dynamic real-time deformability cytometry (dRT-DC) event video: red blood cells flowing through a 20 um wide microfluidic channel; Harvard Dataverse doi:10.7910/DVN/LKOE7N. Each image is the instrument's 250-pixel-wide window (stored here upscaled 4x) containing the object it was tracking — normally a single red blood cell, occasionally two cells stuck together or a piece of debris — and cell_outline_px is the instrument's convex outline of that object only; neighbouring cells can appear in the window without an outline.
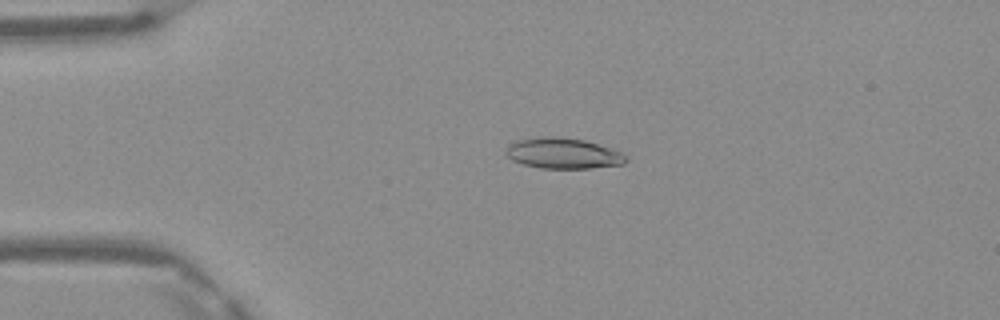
{"species": "Egyptian fruit bat (a non-hibernating species)", "species_latin": "Rousettus aegyptiacus", "temperature_condition": "warm", "stored_images_in_passage": 48, "camera_frame_rate_fps": 3000, "um_per_image_px": 0.085, "frame": {"image": 1, "passage_image": 11, "time_ms": 3.333, "image_size_px": [1000, 320], "cell_outline_px": [[628, 160], [624, 164], [592, 168], [540, 168], [524, 164], [512, 160], [508, 156], [508, 144], [520, 140], [544, 136], [556, 136], [584, 140], [620, 152], [628, 156]], "centroid_in_image_um": [47.9, 13.04], "position_along_channel_um": 37.1, "area_um2": 21.15}}
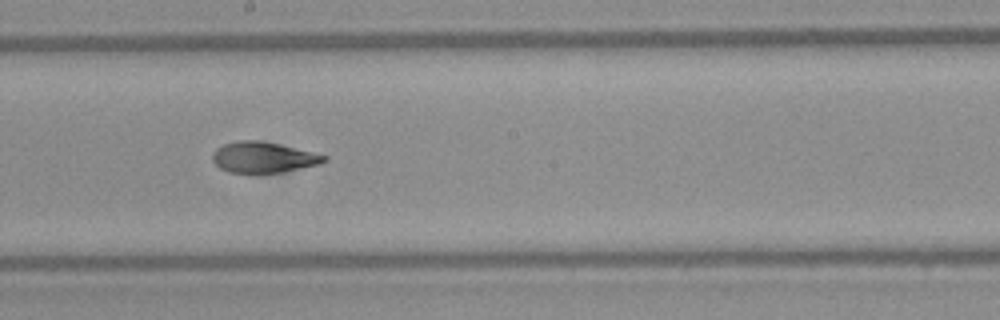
{"frame": {"image": 2, "passage_image": 27, "time_ms": 8.667, "image_size_px": [1000, 320], "cell_outline_px": [[328, 160], [320, 164], [280, 172], [228, 172], [220, 168], [212, 160], [212, 152], [216, 148], [224, 144], [240, 140], [260, 140], [312, 152], [328, 156]], "centroid_in_image_um": [22.36, 13.36], "position_along_channel_um": 225.8, "area_um2": 19.77}}
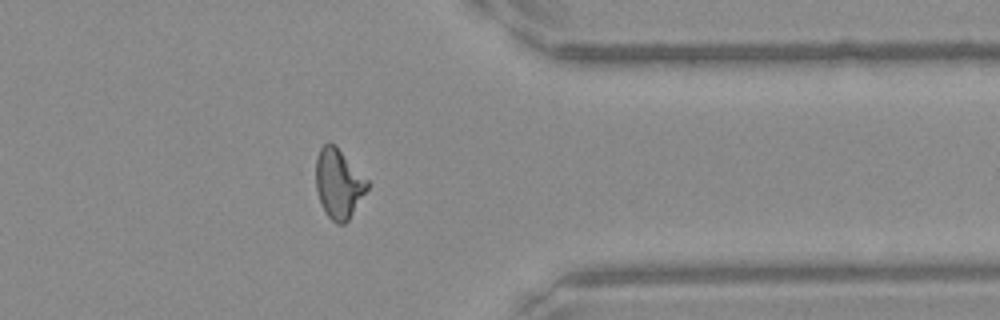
{"frame": {"image": 3, "passage_image": 39, "time_ms": 12.667, "image_size_px": [1000, 320], "cell_outline_px": [[368, 188], [348, 220], [344, 224], [336, 224], [328, 216], [320, 200], [316, 188], [316, 156], [320, 148], [328, 140], [368, 180]], "centroid_in_image_um": [28.76, 15.62], "position_along_channel_um": 382.6, "area_um2": 20.23}, "authors_computed_cell_mechanics": {"area_um2": 20.7213, "velocity_mm_per_s": 4.1758, "shape_relaxation_time_tau1_ms": null, "shape_relaxation_time_tau2_ms": 1.4498, "deformation_change_tau1": null, "deformation_change_tau2": 0.0703}}